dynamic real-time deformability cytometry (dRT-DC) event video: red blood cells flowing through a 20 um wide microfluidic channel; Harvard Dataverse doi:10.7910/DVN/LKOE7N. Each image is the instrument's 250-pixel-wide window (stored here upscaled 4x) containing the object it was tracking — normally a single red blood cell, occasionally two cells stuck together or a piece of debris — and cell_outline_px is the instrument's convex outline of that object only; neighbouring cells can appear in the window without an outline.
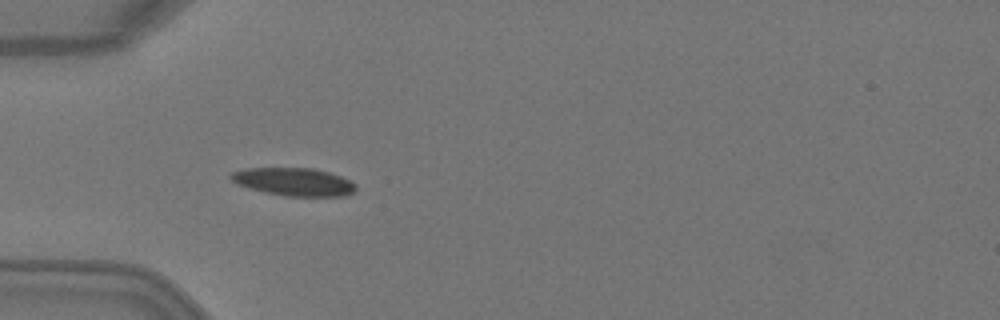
{"species": "Egyptian fruit bat (a non-hibernating species)", "species_latin": "Rousettus aegyptiacus", "temperature_condition": "warm", "stored_images_in_passage": 3, "camera_frame_rate_fps": 3000, "um_per_image_px": 0.085, "animal": {"sex": "female"}, "frame": {"image": 1, "passage_image": 1, "time_ms": 0.0, "image_size_px": [1000, 320], "cell_outline_px": [[356, 192], [344, 196], [284, 196], [264, 192], [236, 184], [228, 176], [232, 172], [244, 168], [312, 168], [328, 172], [340, 176], [356, 184]], "centroid_in_image_um": [24.97, 15.46], "position_along_channel_um": 60.0, "area_um2": 20.4}}
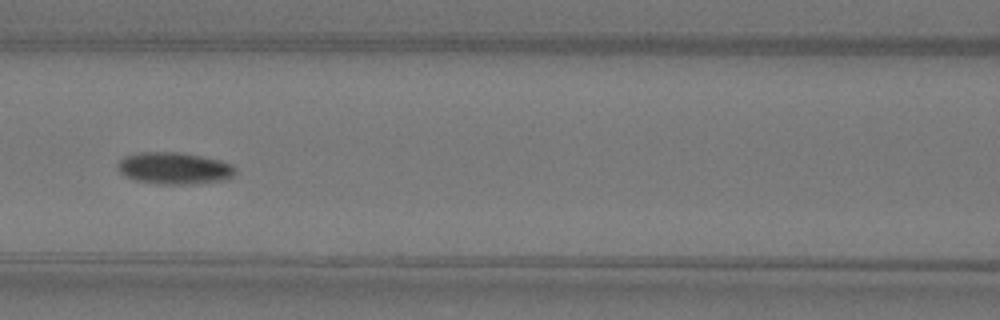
{"frame": {"image": 2, "passage_image": 3, "time_ms": 0.667, "image_size_px": [1000, 320], "cell_outline_px": [[236, 172], [232, 176], [224, 180], [192, 184], [160, 184], [136, 180], [124, 176], [116, 168], [116, 164], [124, 156], [136, 152], [180, 152], [220, 160], [232, 164], [236, 168]], "centroid_in_image_um": [14.78, 14.29], "position_along_channel_um": 151.8, "area_um2": 22.02}}